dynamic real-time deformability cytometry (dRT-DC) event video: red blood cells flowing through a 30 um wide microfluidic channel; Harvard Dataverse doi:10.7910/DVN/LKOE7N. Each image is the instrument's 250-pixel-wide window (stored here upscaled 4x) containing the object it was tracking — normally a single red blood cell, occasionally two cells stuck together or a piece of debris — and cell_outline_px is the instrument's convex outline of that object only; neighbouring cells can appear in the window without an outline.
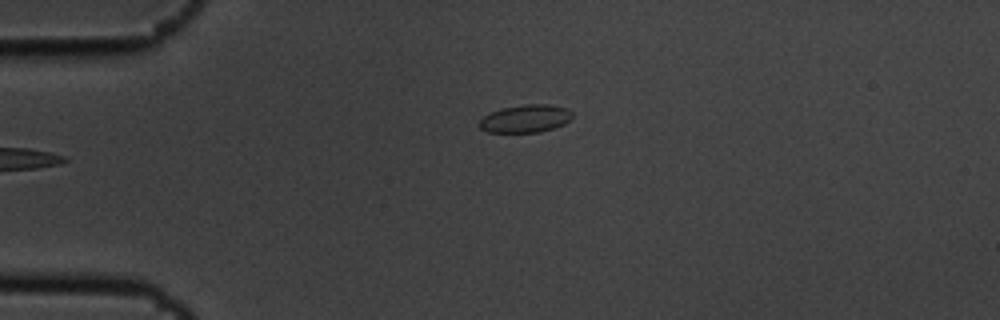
{"species": "common noctule bat (a hibernating species)", "species_latin": "Nyctalus noctula", "temperature_condition": "cold", "stored_images_in_passage": 2, "camera_frame_rate_fps": 3000, "um_per_image_px": 0.085, "animal": {"sex": "male", "body_mass_g": 19.5, "forearm_length_mm": 54.6}, "frame": {"image": 1, "passage_image": 1, "time_ms": 0.0, "image_size_px": [1000, 320], "cell_outline_px": [[572, 116], [564, 124], [540, 132], [488, 132], [480, 128], [480, 120], [484, 116], [492, 112], [504, 108], [524, 104], [548, 104], [564, 108], [572, 112]], "centroid_in_image_um": [44.66, 10.08], "position_along_channel_um": 40.3, "area_um2": 14.74}}